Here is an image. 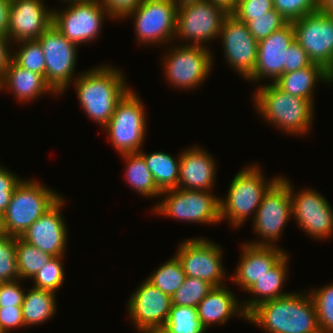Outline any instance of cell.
Wrapping results in <instances>:
<instances>
[{
	"mask_svg": "<svg viewBox=\"0 0 333 333\" xmlns=\"http://www.w3.org/2000/svg\"><path fill=\"white\" fill-rule=\"evenodd\" d=\"M216 167L213 156L203 148L192 146L182 150L177 188L211 191L216 181Z\"/></svg>",
	"mask_w": 333,
	"mask_h": 333,
	"instance_id": "22",
	"label": "cell"
},
{
	"mask_svg": "<svg viewBox=\"0 0 333 333\" xmlns=\"http://www.w3.org/2000/svg\"><path fill=\"white\" fill-rule=\"evenodd\" d=\"M257 89L253 106L261 117L283 132L307 135L314 122V105L309 100L286 93L271 82Z\"/></svg>",
	"mask_w": 333,
	"mask_h": 333,
	"instance_id": "3",
	"label": "cell"
},
{
	"mask_svg": "<svg viewBox=\"0 0 333 333\" xmlns=\"http://www.w3.org/2000/svg\"><path fill=\"white\" fill-rule=\"evenodd\" d=\"M210 1L223 6L229 12H231L235 8L237 2V0H210Z\"/></svg>",
	"mask_w": 333,
	"mask_h": 333,
	"instance_id": "50",
	"label": "cell"
},
{
	"mask_svg": "<svg viewBox=\"0 0 333 333\" xmlns=\"http://www.w3.org/2000/svg\"><path fill=\"white\" fill-rule=\"evenodd\" d=\"M64 256L52 257L32 279L33 287L53 291L56 293L58 288L64 283L65 272L63 268Z\"/></svg>",
	"mask_w": 333,
	"mask_h": 333,
	"instance_id": "37",
	"label": "cell"
},
{
	"mask_svg": "<svg viewBox=\"0 0 333 333\" xmlns=\"http://www.w3.org/2000/svg\"><path fill=\"white\" fill-rule=\"evenodd\" d=\"M177 7L173 0H143L124 18L134 16L135 35L140 45H165L176 39Z\"/></svg>",
	"mask_w": 333,
	"mask_h": 333,
	"instance_id": "13",
	"label": "cell"
},
{
	"mask_svg": "<svg viewBox=\"0 0 333 333\" xmlns=\"http://www.w3.org/2000/svg\"><path fill=\"white\" fill-rule=\"evenodd\" d=\"M139 153L144 157L145 163L161 191L177 188L180 155L176 159L171 154L162 151L146 154L141 150Z\"/></svg>",
	"mask_w": 333,
	"mask_h": 333,
	"instance_id": "29",
	"label": "cell"
},
{
	"mask_svg": "<svg viewBox=\"0 0 333 333\" xmlns=\"http://www.w3.org/2000/svg\"><path fill=\"white\" fill-rule=\"evenodd\" d=\"M317 81L330 85L333 82V75L321 64L312 62L305 68L283 73L274 84L282 91L307 99L314 105L313 92Z\"/></svg>",
	"mask_w": 333,
	"mask_h": 333,
	"instance_id": "26",
	"label": "cell"
},
{
	"mask_svg": "<svg viewBox=\"0 0 333 333\" xmlns=\"http://www.w3.org/2000/svg\"><path fill=\"white\" fill-rule=\"evenodd\" d=\"M208 47L183 45L172 47L164 55L163 70L169 83L179 89H196L208 78L213 56ZM167 55V56H166Z\"/></svg>",
	"mask_w": 333,
	"mask_h": 333,
	"instance_id": "10",
	"label": "cell"
},
{
	"mask_svg": "<svg viewBox=\"0 0 333 333\" xmlns=\"http://www.w3.org/2000/svg\"><path fill=\"white\" fill-rule=\"evenodd\" d=\"M287 23L288 21L273 9L267 12L266 15L253 16V19L247 21L245 24L251 35L259 42Z\"/></svg>",
	"mask_w": 333,
	"mask_h": 333,
	"instance_id": "39",
	"label": "cell"
},
{
	"mask_svg": "<svg viewBox=\"0 0 333 333\" xmlns=\"http://www.w3.org/2000/svg\"><path fill=\"white\" fill-rule=\"evenodd\" d=\"M125 160V179L143 197H158L162 191L157 187L153 175L147 167L144 157L139 153L122 154Z\"/></svg>",
	"mask_w": 333,
	"mask_h": 333,
	"instance_id": "30",
	"label": "cell"
},
{
	"mask_svg": "<svg viewBox=\"0 0 333 333\" xmlns=\"http://www.w3.org/2000/svg\"><path fill=\"white\" fill-rule=\"evenodd\" d=\"M229 13L210 0L178 5L175 37L188 41L186 45L207 47L206 42L219 37L223 20Z\"/></svg>",
	"mask_w": 333,
	"mask_h": 333,
	"instance_id": "9",
	"label": "cell"
},
{
	"mask_svg": "<svg viewBox=\"0 0 333 333\" xmlns=\"http://www.w3.org/2000/svg\"><path fill=\"white\" fill-rule=\"evenodd\" d=\"M20 280L0 282V307L22 305L25 292Z\"/></svg>",
	"mask_w": 333,
	"mask_h": 333,
	"instance_id": "43",
	"label": "cell"
},
{
	"mask_svg": "<svg viewBox=\"0 0 333 333\" xmlns=\"http://www.w3.org/2000/svg\"><path fill=\"white\" fill-rule=\"evenodd\" d=\"M141 97L130 89L118 102L109 122L103 127L109 142L120 155L141 151L146 138V112Z\"/></svg>",
	"mask_w": 333,
	"mask_h": 333,
	"instance_id": "6",
	"label": "cell"
},
{
	"mask_svg": "<svg viewBox=\"0 0 333 333\" xmlns=\"http://www.w3.org/2000/svg\"><path fill=\"white\" fill-rule=\"evenodd\" d=\"M160 196L165 198L152 208L155 214L204 225L221 222L220 198L211 191L175 188L162 191Z\"/></svg>",
	"mask_w": 333,
	"mask_h": 333,
	"instance_id": "8",
	"label": "cell"
},
{
	"mask_svg": "<svg viewBox=\"0 0 333 333\" xmlns=\"http://www.w3.org/2000/svg\"><path fill=\"white\" fill-rule=\"evenodd\" d=\"M63 203L65 204L64 198H61L21 236L27 243L53 257L65 256L66 252L68 228L61 213Z\"/></svg>",
	"mask_w": 333,
	"mask_h": 333,
	"instance_id": "21",
	"label": "cell"
},
{
	"mask_svg": "<svg viewBox=\"0 0 333 333\" xmlns=\"http://www.w3.org/2000/svg\"><path fill=\"white\" fill-rule=\"evenodd\" d=\"M196 309L198 318L206 330L213 324H225L235 314L247 320V313L243 309L242 302H239L225 285L213 287Z\"/></svg>",
	"mask_w": 333,
	"mask_h": 333,
	"instance_id": "24",
	"label": "cell"
},
{
	"mask_svg": "<svg viewBox=\"0 0 333 333\" xmlns=\"http://www.w3.org/2000/svg\"><path fill=\"white\" fill-rule=\"evenodd\" d=\"M43 0H10L7 37L15 42L37 40L52 24V11Z\"/></svg>",
	"mask_w": 333,
	"mask_h": 333,
	"instance_id": "19",
	"label": "cell"
},
{
	"mask_svg": "<svg viewBox=\"0 0 333 333\" xmlns=\"http://www.w3.org/2000/svg\"><path fill=\"white\" fill-rule=\"evenodd\" d=\"M295 41L333 75V14L317 11L292 22Z\"/></svg>",
	"mask_w": 333,
	"mask_h": 333,
	"instance_id": "15",
	"label": "cell"
},
{
	"mask_svg": "<svg viewBox=\"0 0 333 333\" xmlns=\"http://www.w3.org/2000/svg\"><path fill=\"white\" fill-rule=\"evenodd\" d=\"M181 262L174 255L155 270L146 280L172 297L186 279Z\"/></svg>",
	"mask_w": 333,
	"mask_h": 333,
	"instance_id": "33",
	"label": "cell"
},
{
	"mask_svg": "<svg viewBox=\"0 0 333 333\" xmlns=\"http://www.w3.org/2000/svg\"><path fill=\"white\" fill-rule=\"evenodd\" d=\"M213 286L199 278L186 277L183 284L171 297L172 305L196 308Z\"/></svg>",
	"mask_w": 333,
	"mask_h": 333,
	"instance_id": "35",
	"label": "cell"
},
{
	"mask_svg": "<svg viewBox=\"0 0 333 333\" xmlns=\"http://www.w3.org/2000/svg\"><path fill=\"white\" fill-rule=\"evenodd\" d=\"M177 5H183L189 2H196L199 0H173Z\"/></svg>",
	"mask_w": 333,
	"mask_h": 333,
	"instance_id": "51",
	"label": "cell"
},
{
	"mask_svg": "<svg viewBox=\"0 0 333 333\" xmlns=\"http://www.w3.org/2000/svg\"><path fill=\"white\" fill-rule=\"evenodd\" d=\"M10 0H0V34L7 36Z\"/></svg>",
	"mask_w": 333,
	"mask_h": 333,
	"instance_id": "48",
	"label": "cell"
},
{
	"mask_svg": "<svg viewBox=\"0 0 333 333\" xmlns=\"http://www.w3.org/2000/svg\"><path fill=\"white\" fill-rule=\"evenodd\" d=\"M318 11L333 14V0H319Z\"/></svg>",
	"mask_w": 333,
	"mask_h": 333,
	"instance_id": "49",
	"label": "cell"
},
{
	"mask_svg": "<svg viewBox=\"0 0 333 333\" xmlns=\"http://www.w3.org/2000/svg\"><path fill=\"white\" fill-rule=\"evenodd\" d=\"M274 9L288 22L318 11L319 0H273Z\"/></svg>",
	"mask_w": 333,
	"mask_h": 333,
	"instance_id": "40",
	"label": "cell"
},
{
	"mask_svg": "<svg viewBox=\"0 0 333 333\" xmlns=\"http://www.w3.org/2000/svg\"><path fill=\"white\" fill-rule=\"evenodd\" d=\"M309 293L316 308L321 333H333V284L312 289Z\"/></svg>",
	"mask_w": 333,
	"mask_h": 333,
	"instance_id": "36",
	"label": "cell"
},
{
	"mask_svg": "<svg viewBox=\"0 0 333 333\" xmlns=\"http://www.w3.org/2000/svg\"><path fill=\"white\" fill-rule=\"evenodd\" d=\"M292 218L290 181L281 176L263 196L257 213L253 218V230L260 240L247 244L255 246L278 247L277 239Z\"/></svg>",
	"mask_w": 333,
	"mask_h": 333,
	"instance_id": "7",
	"label": "cell"
},
{
	"mask_svg": "<svg viewBox=\"0 0 333 333\" xmlns=\"http://www.w3.org/2000/svg\"><path fill=\"white\" fill-rule=\"evenodd\" d=\"M61 1H63V0H61ZM70 1H87V0H64L65 3L70 2Z\"/></svg>",
	"mask_w": 333,
	"mask_h": 333,
	"instance_id": "53",
	"label": "cell"
},
{
	"mask_svg": "<svg viewBox=\"0 0 333 333\" xmlns=\"http://www.w3.org/2000/svg\"><path fill=\"white\" fill-rule=\"evenodd\" d=\"M10 42L13 43L7 36L0 34V78L4 75L5 70L12 61L13 49L10 46Z\"/></svg>",
	"mask_w": 333,
	"mask_h": 333,
	"instance_id": "47",
	"label": "cell"
},
{
	"mask_svg": "<svg viewBox=\"0 0 333 333\" xmlns=\"http://www.w3.org/2000/svg\"><path fill=\"white\" fill-rule=\"evenodd\" d=\"M20 43V44H19ZM14 52L12 60L21 68L30 70L45 77V56L37 40L21 41Z\"/></svg>",
	"mask_w": 333,
	"mask_h": 333,
	"instance_id": "34",
	"label": "cell"
},
{
	"mask_svg": "<svg viewBox=\"0 0 333 333\" xmlns=\"http://www.w3.org/2000/svg\"><path fill=\"white\" fill-rule=\"evenodd\" d=\"M10 89L15 95L14 98L21 102H31L45 93H54L47 84L43 75L37 74L18 66L13 60L0 78V91Z\"/></svg>",
	"mask_w": 333,
	"mask_h": 333,
	"instance_id": "25",
	"label": "cell"
},
{
	"mask_svg": "<svg viewBox=\"0 0 333 333\" xmlns=\"http://www.w3.org/2000/svg\"><path fill=\"white\" fill-rule=\"evenodd\" d=\"M73 82L82 109L102 128L111 119L118 102L130 90L123 71L107 64L85 70Z\"/></svg>",
	"mask_w": 333,
	"mask_h": 333,
	"instance_id": "2",
	"label": "cell"
},
{
	"mask_svg": "<svg viewBox=\"0 0 333 333\" xmlns=\"http://www.w3.org/2000/svg\"><path fill=\"white\" fill-rule=\"evenodd\" d=\"M17 279L16 237L3 234L0 236V282Z\"/></svg>",
	"mask_w": 333,
	"mask_h": 333,
	"instance_id": "38",
	"label": "cell"
},
{
	"mask_svg": "<svg viewBox=\"0 0 333 333\" xmlns=\"http://www.w3.org/2000/svg\"><path fill=\"white\" fill-rule=\"evenodd\" d=\"M63 11H52V24L77 46L94 41L101 32L108 11L98 0L70 1Z\"/></svg>",
	"mask_w": 333,
	"mask_h": 333,
	"instance_id": "12",
	"label": "cell"
},
{
	"mask_svg": "<svg viewBox=\"0 0 333 333\" xmlns=\"http://www.w3.org/2000/svg\"><path fill=\"white\" fill-rule=\"evenodd\" d=\"M240 262L230 279L247 291L271 269L286 253L280 247L255 246L243 243Z\"/></svg>",
	"mask_w": 333,
	"mask_h": 333,
	"instance_id": "23",
	"label": "cell"
},
{
	"mask_svg": "<svg viewBox=\"0 0 333 333\" xmlns=\"http://www.w3.org/2000/svg\"><path fill=\"white\" fill-rule=\"evenodd\" d=\"M228 65L246 80L253 73L258 52V42L245 22L229 13L223 20L220 34Z\"/></svg>",
	"mask_w": 333,
	"mask_h": 333,
	"instance_id": "18",
	"label": "cell"
},
{
	"mask_svg": "<svg viewBox=\"0 0 333 333\" xmlns=\"http://www.w3.org/2000/svg\"><path fill=\"white\" fill-rule=\"evenodd\" d=\"M108 11L110 19H124L130 12L134 11L143 0H98Z\"/></svg>",
	"mask_w": 333,
	"mask_h": 333,
	"instance_id": "45",
	"label": "cell"
},
{
	"mask_svg": "<svg viewBox=\"0 0 333 333\" xmlns=\"http://www.w3.org/2000/svg\"><path fill=\"white\" fill-rule=\"evenodd\" d=\"M247 321L266 333H321L310 293H289L262 302L247 314Z\"/></svg>",
	"mask_w": 333,
	"mask_h": 333,
	"instance_id": "1",
	"label": "cell"
},
{
	"mask_svg": "<svg viewBox=\"0 0 333 333\" xmlns=\"http://www.w3.org/2000/svg\"><path fill=\"white\" fill-rule=\"evenodd\" d=\"M53 256L16 237V258L19 279H32Z\"/></svg>",
	"mask_w": 333,
	"mask_h": 333,
	"instance_id": "31",
	"label": "cell"
},
{
	"mask_svg": "<svg viewBox=\"0 0 333 333\" xmlns=\"http://www.w3.org/2000/svg\"><path fill=\"white\" fill-rule=\"evenodd\" d=\"M222 253L217 243L197 237L182 241L175 256L181 262L187 277L199 278L213 287H219L225 285L223 281L226 275Z\"/></svg>",
	"mask_w": 333,
	"mask_h": 333,
	"instance_id": "14",
	"label": "cell"
},
{
	"mask_svg": "<svg viewBox=\"0 0 333 333\" xmlns=\"http://www.w3.org/2000/svg\"><path fill=\"white\" fill-rule=\"evenodd\" d=\"M45 56V80L57 94L74 81L78 46L70 42L51 24L38 38ZM74 76V77H73Z\"/></svg>",
	"mask_w": 333,
	"mask_h": 333,
	"instance_id": "11",
	"label": "cell"
},
{
	"mask_svg": "<svg viewBox=\"0 0 333 333\" xmlns=\"http://www.w3.org/2000/svg\"><path fill=\"white\" fill-rule=\"evenodd\" d=\"M292 217L308 236L323 240L333 234V208L316 190L302 189L294 193L290 183Z\"/></svg>",
	"mask_w": 333,
	"mask_h": 333,
	"instance_id": "17",
	"label": "cell"
},
{
	"mask_svg": "<svg viewBox=\"0 0 333 333\" xmlns=\"http://www.w3.org/2000/svg\"><path fill=\"white\" fill-rule=\"evenodd\" d=\"M312 61L307 53L294 40L286 51V65H284V73H289L309 66Z\"/></svg>",
	"mask_w": 333,
	"mask_h": 333,
	"instance_id": "44",
	"label": "cell"
},
{
	"mask_svg": "<svg viewBox=\"0 0 333 333\" xmlns=\"http://www.w3.org/2000/svg\"><path fill=\"white\" fill-rule=\"evenodd\" d=\"M21 306L0 307V329L2 333L11 331V328L25 326Z\"/></svg>",
	"mask_w": 333,
	"mask_h": 333,
	"instance_id": "46",
	"label": "cell"
},
{
	"mask_svg": "<svg viewBox=\"0 0 333 333\" xmlns=\"http://www.w3.org/2000/svg\"><path fill=\"white\" fill-rule=\"evenodd\" d=\"M4 234L2 216L0 215V236Z\"/></svg>",
	"mask_w": 333,
	"mask_h": 333,
	"instance_id": "52",
	"label": "cell"
},
{
	"mask_svg": "<svg viewBox=\"0 0 333 333\" xmlns=\"http://www.w3.org/2000/svg\"><path fill=\"white\" fill-rule=\"evenodd\" d=\"M286 253L266 274L258 279L248 290L247 293H252V299L242 301L244 311L248 314L258 304L273 300L291 292H282L284 282L288 276L289 257Z\"/></svg>",
	"mask_w": 333,
	"mask_h": 333,
	"instance_id": "27",
	"label": "cell"
},
{
	"mask_svg": "<svg viewBox=\"0 0 333 333\" xmlns=\"http://www.w3.org/2000/svg\"><path fill=\"white\" fill-rule=\"evenodd\" d=\"M20 177H17L10 170L0 166V215L6 211L7 206L10 203L12 194L17 185L22 181Z\"/></svg>",
	"mask_w": 333,
	"mask_h": 333,
	"instance_id": "42",
	"label": "cell"
},
{
	"mask_svg": "<svg viewBox=\"0 0 333 333\" xmlns=\"http://www.w3.org/2000/svg\"><path fill=\"white\" fill-rule=\"evenodd\" d=\"M261 170L254 164L237 172L230 183L227 197L219 199L221 221L228 219L230 225L238 229L251 214H254V218L263 196L281 177L265 181Z\"/></svg>",
	"mask_w": 333,
	"mask_h": 333,
	"instance_id": "4",
	"label": "cell"
},
{
	"mask_svg": "<svg viewBox=\"0 0 333 333\" xmlns=\"http://www.w3.org/2000/svg\"><path fill=\"white\" fill-rule=\"evenodd\" d=\"M55 292L32 287L25 292L21 306L25 327L42 324L56 313Z\"/></svg>",
	"mask_w": 333,
	"mask_h": 333,
	"instance_id": "28",
	"label": "cell"
},
{
	"mask_svg": "<svg viewBox=\"0 0 333 333\" xmlns=\"http://www.w3.org/2000/svg\"><path fill=\"white\" fill-rule=\"evenodd\" d=\"M61 196L40 182L22 179L2 215L4 234L21 237Z\"/></svg>",
	"mask_w": 333,
	"mask_h": 333,
	"instance_id": "5",
	"label": "cell"
},
{
	"mask_svg": "<svg viewBox=\"0 0 333 333\" xmlns=\"http://www.w3.org/2000/svg\"><path fill=\"white\" fill-rule=\"evenodd\" d=\"M273 9V0H237L235 8L230 13L246 23L252 20L253 16L266 15Z\"/></svg>",
	"mask_w": 333,
	"mask_h": 333,
	"instance_id": "41",
	"label": "cell"
},
{
	"mask_svg": "<svg viewBox=\"0 0 333 333\" xmlns=\"http://www.w3.org/2000/svg\"><path fill=\"white\" fill-rule=\"evenodd\" d=\"M294 40V28L292 22H288L267 38L259 41L256 65L247 79L256 83L261 79L270 78L274 83L284 73L286 51Z\"/></svg>",
	"mask_w": 333,
	"mask_h": 333,
	"instance_id": "20",
	"label": "cell"
},
{
	"mask_svg": "<svg viewBox=\"0 0 333 333\" xmlns=\"http://www.w3.org/2000/svg\"><path fill=\"white\" fill-rule=\"evenodd\" d=\"M198 318L197 309L189 306L171 305L169 317L162 329L155 333H205Z\"/></svg>",
	"mask_w": 333,
	"mask_h": 333,
	"instance_id": "32",
	"label": "cell"
},
{
	"mask_svg": "<svg viewBox=\"0 0 333 333\" xmlns=\"http://www.w3.org/2000/svg\"><path fill=\"white\" fill-rule=\"evenodd\" d=\"M171 305V297L145 280L131 294L126 311L140 333H155L166 324Z\"/></svg>",
	"mask_w": 333,
	"mask_h": 333,
	"instance_id": "16",
	"label": "cell"
}]
</instances>
